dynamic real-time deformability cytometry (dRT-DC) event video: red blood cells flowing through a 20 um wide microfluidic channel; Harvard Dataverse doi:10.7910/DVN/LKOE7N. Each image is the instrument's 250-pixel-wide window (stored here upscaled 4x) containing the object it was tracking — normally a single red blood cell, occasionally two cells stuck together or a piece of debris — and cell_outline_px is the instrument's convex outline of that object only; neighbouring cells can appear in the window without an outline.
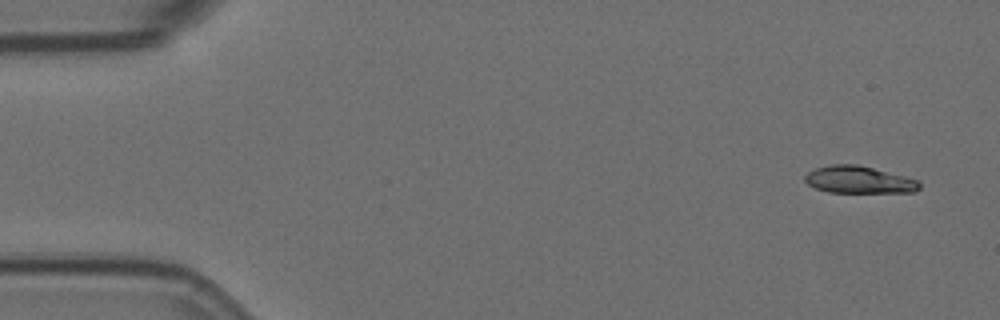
{"species": "Egyptian fruit bat (a non-hibernating species)", "species_latin": "Rousettus aegyptiacus", "temperature_condition": "room temperature", "stored_images_in_passage": 6, "camera_frame_rate_fps": 3000, "um_per_image_px": 0.085, "animal": {"sex": "female"}, "frame": {"image": 1, "passage_image": 1, "time_ms": 0.0, "image_size_px": [1000, 320], "cell_outline_px": [[920, 188], [916, 192], [828, 192], [816, 188], [808, 184], [804, 180], [804, 176], [808, 172], [816, 168], [832, 164], [856, 164], [872, 168], [916, 180], [920, 184]], "centroid_in_image_um": [72.96, 15.28], "position_along_channel_um": 12.0, "area_um2": 17.8}}
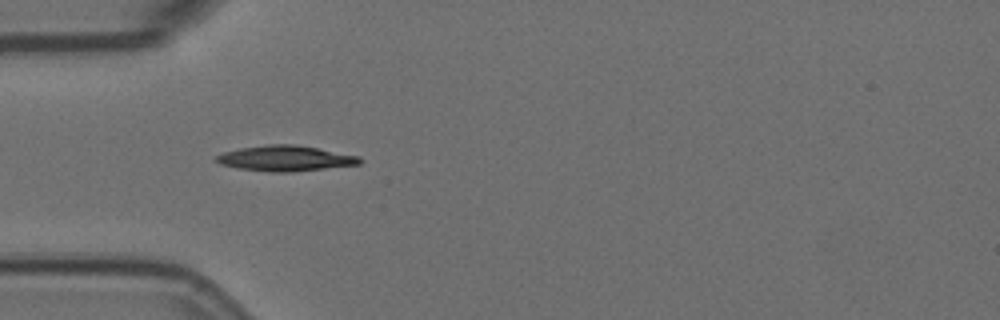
{"frame": {"image": 2, "passage_image": 5, "time_ms": 1.333, "image_size_px": [1000, 320], "cell_outline_px": [[360, 164], [292, 172], [268, 172], [236, 168], [220, 164], [212, 160], [216, 156], [224, 152], [240, 148], [268, 144], [296, 144], [360, 156]], "centroid_in_image_um": [24.2, 13.46], "position_along_channel_um": 60.8, "area_um2": 21.39}}
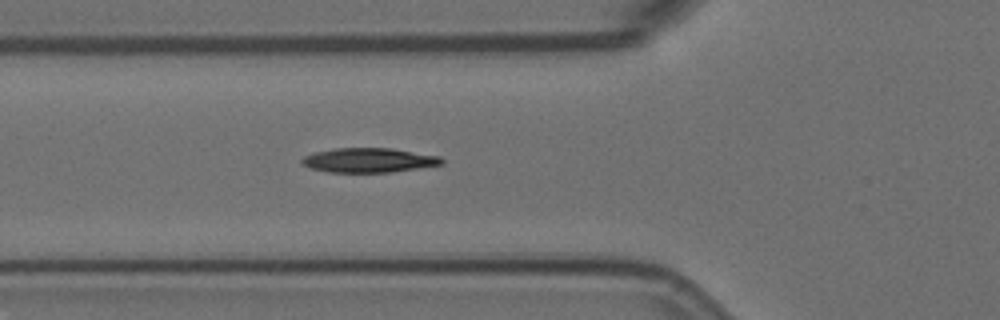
{"frame": {"image": 3, "passage_image": 6, "time_ms": 1.667, "image_size_px": [1000, 320], "cell_outline_px": [[444, 164], [392, 172], [328, 172], [312, 168], [300, 164], [300, 160], [304, 156], [312, 152], [336, 148], [392, 148], [440, 156], [444, 160]], "centroid_in_image_um": [31.34, 13.61], "position_along_channel_um": 94.5, "area_um2": 20.06}}